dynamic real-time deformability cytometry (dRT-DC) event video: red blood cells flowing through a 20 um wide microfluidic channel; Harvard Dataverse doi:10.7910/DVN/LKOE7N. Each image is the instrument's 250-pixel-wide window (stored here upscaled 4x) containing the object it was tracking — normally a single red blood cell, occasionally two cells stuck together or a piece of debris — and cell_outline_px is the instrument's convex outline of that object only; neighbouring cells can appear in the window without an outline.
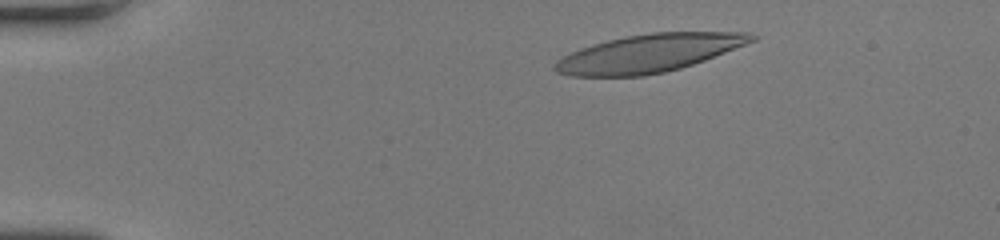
{"species": "human", "species_latin": "Homo sapiens", "temperature_condition": "room temperature", "stored_images_in_passage": 49, "segment_of_instrument_passage": [1, 2], "camera_frame_rate_fps": 3000, "um_per_image_px": 0.085, "donor": {"sex": "female"}, "frame": {"image": 1, "passage_image": 7, "time_ms": 2.0, "image_size_px": [1000, 240], "cell_outline_px": [[760, 36], [756, 40], [704, 60], [680, 68], [664, 72], [644, 76], [572, 76], [556, 72], [552, 68], [552, 64], [560, 56], [580, 48], [592, 44], [624, 36], [652, 32], [748, 32]], "centroid_in_image_um": [55.11, 4.52], "position_along_channel_um": 29.9, "area_um2": 43.64}}
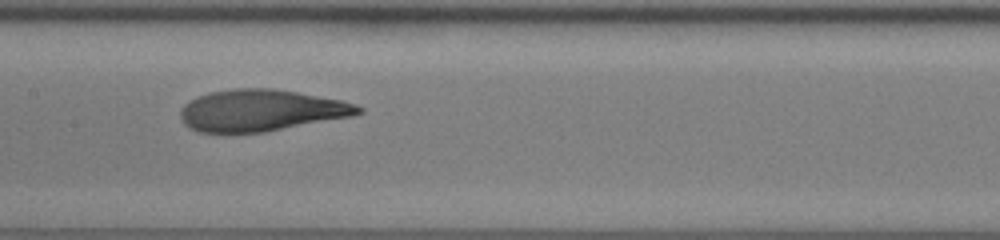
{"frame": {"image": 2, "passage_image": 24, "time_ms": 7.667, "image_size_px": [1000, 240], "cell_outline_px": [[364, 112], [352, 116], [264, 132], [200, 132], [188, 128], [180, 120], [180, 108], [184, 104], [196, 96], [208, 92], [236, 88], [272, 88], [296, 92], [340, 100], [356, 104], [364, 108]], "centroid_in_image_um": [22.15, 9.38], "position_along_channel_um": 185.3, "area_um2": 43.18}}
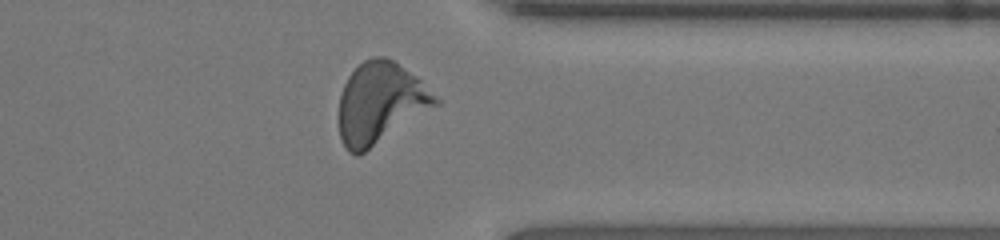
{"frame": {"image": 3, "passage_image": 38, "time_ms": 12.333, "image_size_px": [1000, 240], "cell_outline_px": [[440, 104], [364, 152], [356, 156], [348, 152], [344, 148], [340, 140], [340, 92], [348, 76], [364, 60], [372, 56], [384, 56], [392, 60], [416, 76], [440, 100]], "centroid_in_image_um": [32.31, 8.76], "position_along_channel_um": 379.1, "area_um2": 45.26}}